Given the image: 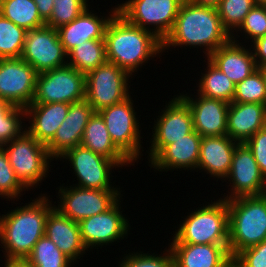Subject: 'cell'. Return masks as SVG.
Returning <instances> with one entry per match:
<instances>
[{
	"label": "cell",
	"instance_id": "cell-1",
	"mask_svg": "<svg viewBox=\"0 0 266 267\" xmlns=\"http://www.w3.org/2000/svg\"><path fill=\"white\" fill-rule=\"evenodd\" d=\"M230 40L231 35L223 27L217 8L184 0L172 30L162 41V49L165 52L174 47H200V50L204 48L202 51L207 58Z\"/></svg>",
	"mask_w": 266,
	"mask_h": 267
},
{
	"label": "cell",
	"instance_id": "cell-2",
	"mask_svg": "<svg viewBox=\"0 0 266 267\" xmlns=\"http://www.w3.org/2000/svg\"><path fill=\"white\" fill-rule=\"evenodd\" d=\"M44 193L8 213L0 215V243L4 260H25L45 235L46 220L54 207Z\"/></svg>",
	"mask_w": 266,
	"mask_h": 267
},
{
	"label": "cell",
	"instance_id": "cell-3",
	"mask_svg": "<svg viewBox=\"0 0 266 267\" xmlns=\"http://www.w3.org/2000/svg\"><path fill=\"white\" fill-rule=\"evenodd\" d=\"M104 39L106 60L131 76L163 53L162 41L154 33L130 24L118 13L107 24Z\"/></svg>",
	"mask_w": 266,
	"mask_h": 267
},
{
	"label": "cell",
	"instance_id": "cell-4",
	"mask_svg": "<svg viewBox=\"0 0 266 267\" xmlns=\"http://www.w3.org/2000/svg\"><path fill=\"white\" fill-rule=\"evenodd\" d=\"M228 250L233 258L243 249L266 240V194L227 200Z\"/></svg>",
	"mask_w": 266,
	"mask_h": 267
},
{
	"label": "cell",
	"instance_id": "cell-5",
	"mask_svg": "<svg viewBox=\"0 0 266 267\" xmlns=\"http://www.w3.org/2000/svg\"><path fill=\"white\" fill-rule=\"evenodd\" d=\"M188 214L180 221L171 243L228 244L229 215L227 200L219 198Z\"/></svg>",
	"mask_w": 266,
	"mask_h": 267
},
{
	"label": "cell",
	"instance_id": "cell-6",
	"mask_svg": "<svg viewBox=\"0 0 266 267\" xmlns=\"http://www.w3.org/2000/svg\"><path fill=\"white\" fill-rule=\"evenodd\" d=\"M19 181L28 189L40 186L48 177L51 160L45 145L39 143L27 131L2 145Z\"/></svg>",
	"mask_w": 266,
	"mask_h": 267
},
{
	"label": "cell",
	"instance_id": "cell-7",
	"mask_svg": "<svg viewBox=\"0 0 266 267\" xmlns=\"http://www.w3.org/2000/svg\"><path fill=\"white\" fill-rule=\"evenodd\" d=\"M130 77L127 71L106 60L85 75V100L94 112L124 101L130 96Z\"/></svg>",
	"mask_w": 266,
	"mask_h": 267
},
{
	"label": "cell",
	"instance_id": "cell-8",
	"mask_svg": "<svg viewBox=\"0 0 266 267\" xmlns=\"http://www.w3.org/2000/svg\"><path fill=\"white\" fill-rule=\"evenodd\" d=\"M183 1L127 0L117 4V13L130 24L154 33L163 41L172 30Z\"/></svg>",
	"mask_w": 266,
	"mask_h": 267
},
{
	"label": "cell",
	"instance_id": "cell-9",
	"mask_svg": "<svg viewBox=\"0 0 266 267\" xmlns=\"http://www.w3.org/2000/svg\"><path fill=\"white\" fill-rule=\"evenodd\" d=\"M131 95L124 101L106 107L98 113L104 119L115 146L134 164L141 158V125Z\"/></svg>",
	"mask_w": 266,
	"mask_h": 267
},
{
	"label": "cell",
	"instance_id": "cell-10",
	"mask_svg": "<svg viewBox=\"0 0 266 267\" xmlns=\"http://www.w3.org/2000/svg\"><path fill=\"white\" fill-rule=\"evenodd\" d=\"M85 100V74L74 67L38 73L32 103H76Z\"/></svg>",
	"mask_w": 266,
	"mask_h": 267
},
{
	"label": "cell",
	"instance_id": "cell-11",
	"mask_svg": "<svg viewBox=\"0 0 266 267\" xmlns=\"http://www.w3.org/2000/svg\"><path fill=\"white\" fill-rule=\"evenodd\" d=\"M165 108L153 123L150 147L147 151L150 163L167 145L176 142L194 131L192 111L179 96L165 103Z\"/></svg>",
	"mask_w": 266,
	"mask_h": 267
},
{
	"label": "cell",
	"instance_id": "cell-12",
	"mask_svg": "<svg viewBox=\"0 0 266 267\" xmlns=\"http://www.w3.org/2000/svg\"><path fill=\"white\" fill-rule=\"evenodd\" d=\"M58 189L59 200L54 207L77 223L109 210L119 199L123 201L122 190H99L74 185H61Z\"/></svg>",
	"mask_w": 266,
	"mask_h": 267
},
{
	"label": "cell",
	"instance_id": "cell-13",
	"mask_svg": "<svg viewBox=\"0 0 266 267\" xmlns=\"http://www.w3.org/2000/svg\"><path fill=\"white\" fill-rule=\"evenodd\" d=\"M61 159L71 163L77 177L78 184L72 185L99 190H120V187L111 184L112 169L120 167L114 160L96 154L82 145L68 150L59 158L60 161Z\"/></svg>",
	"mask_w": 266,
	"mask_h": 267
},
{
	"label": "cell",
	"instance_id": "cell-14",
	"mask_svg": "<svg viewBox=\"0 0 266 267\" xmlns=\"http://www.w3.org/2000/svg\"><path fill=\"white\" fill-rule=\"evenodd\" d=\"M21 58L37 73L67 65V53L57 29L47 25L26 31Z\"/></svg>",
	"mask_w": 266,
	"mask_h": 267
},
{
	"label": "cell",
	"instance_id": "cell-15",
	"mask_svg": "<svg viewBox=\"0 0 266 267\" xmlns=\"http://www.w3.org/2000/svg\"><path fill=\"white\" fill-rule=\"evenodd\" d=\"M120 202L119 199L109 210L78 223L81 240L87 251L127 239L131 227L127 217L122 214Z\"/></svg>",
	"mask_w": 266,
	"mask_h": 267
},
{
	"label": "cell",
	"instance_id": "cell-16",
	"mask_svg": "<svg viewBox=\"0 0 266 267\" xmlns=\"http://www.w3.org/2000/svg\"><path fill=\"white\" fill-rule=\"evenodd\" d=\"M230 181V192L221 199L230 200L242 196H260L266 194V178L260 172L259 166L251 149L246 143H238L232 158L229 174L224 181Z\"/></svg>",
	"mask_w": 266,
	"mask_h": 267
},
{
	"label": "cell",
	"instance_id": "cell-17",
	"mask_svg": "<svg viewBox=\"0 0 266 267\" xmlns=\"http://www.w3.org/2000/svg\"><path fill=\"white\" fill-rule=\"evenodd\" d=\"M37 72L20 58L0 59V98L17 107L32 103Z\"/></svg>",
	"mask_w": 266,
	"mask_h": 267
},
{
	"label": "cell",
	"instance_id": "cell-18",
	"mask_svg": "<svg viewBox=\"0 0 266 267\" xmlns=\"http://www.w3.org/2000/svg\"><path fill=\"white\" fill-rule=\"evenodd\" d=\"M180 93L179 96L188 104L192 111L194 130L202 137L227 135V117L229 103L207 98L198 93Z\"/></svg>",
	"mask_w": 266,
	"mask_h": 267
},
{
	"label": "cell",
	"instance_id": "cell-19",
	"mask_svg": "<svg viewBox=\"0 0 266 267\" xmlns=\"http://www.w3.org/2000/svg\"><path fill=\"white\" fill-rule=\"evenodd\" d=\"M93 113L92 106L86 100L70 104L67 116L46 146L53 159L59 160L68 150L80 145L84 129Z\"/></svg>",
	"mask_w": 266,
	"mask_h": 267
},
{
	"label": "cell",
	"instance_id": "cell-20",
	"mask_svg": "<svg viewBox=\"0 0 266 267\" xmlns=\"http://www.w3.org/2000/svg\"><path fill=\"white\" fill-rule=\"evenodd\" d=\"M91 11L93 12L88 7L72 22L57 29L59 40L67 54L86 41L104 39L107 24L117 13V5L111 8L108 16L99 17Z\"/></svg>",
	"mask_w": 266,
	"mask_h": 267
},
{
	"label": "cell",
	"instance_id": "cell-21",
	"mask_svg": "<svg viewBox=\"0 0 266 267\" xmlns=\"http://www.w3.org/2000/svg\"><path fill=\"white\" fill-rule=\"evenodd\" d=\"M202 136L195 130L167 145L149 164L157 171L197 170Z\"/></svg>",
	"mask_w": 266,
	"mask_h": 267
},
{
	"label": "cell",
	"instance_id": "cell-22",
	"mask_svg": "<svg viewBox=\"0 0 266 267\" xmlns=\"http://www.w3.org/2000/svg\"><path fill=\"white\" fill-rule=\"evenodd\" d=\"M238 143L227 135L202 137L197 171L211 178L224 180L229 174L233 154Z\"/></svg>",
	"mask_w": 266,
	"mask_h": 267
},
{
	"label": "cell",
	"instance_id": "cell-23",
	"mask_svg": "<svg viewBox=\"0 0 266 267\" xmlns=\"http://www.w3.org/2000/svg\"><path fill=\"white\" fill-rule=\"evenodd\" d=\"M168 246L174 267H225L233 260L228 244L169 243Z\"/></svg>",
	"mask_w": 266,
	"mask_h": 267
},
{
	"label": "cell",
	"instance_id": "cell-24",
	"mask_svg": "<svg viewBox=\"0 0 266 267\" xmlns=\"http://www.w3.org/2000/svg\"><path fill=\"white\" fill-rule=\"evenodd\" d=\"M235 84L258 69L251 48L230 40L207 57Z\"/></svg>",
	"mask_w": 266,
	"mask_h": 267
},
{
	"label": "cell",
	"instance_id": "cell-25",
	"mask_svg": "<svg viewBox=\"0 0 266 267\" xmlns=\"http://www.w3.org/2000/svg\"><path fill=\"white\" fill-rule=\"evenodd\" d=\"M70 103H31L26 108V131L47 146L68 114Z\"/></svg>",
	"mask_w": 266,
	"mask_h": 267
},
{
	"label": "cell",
	"instance_id": "cell-26",
	"mask_svg": "<svg viewBox=\"0 0 266 267\" xmlns=\"http://www.w3.org/2000/svg\"><path fill=\"white\" fill-rule=\"evenodd\" d=\"M45 235L74 263L87 251L81 240L79 224L55 207L49 211Z\"/></svg>",
	"mask_w": 266,
	"mask_h": 267
},
{
	"label": "cell",
	"instance_id": "cell-27",
	"mask_svg": "<svg viewBox=\"0 0 266 267\" xmlns=\"http://www.w3.org/2000/svg\"><path fill=\"white\" fill-rule=\"evenodd\" d=\"M265 126V104L230 103L227 117V136L237 143H246Z\"/></svg>",
	"mask_w": 266,
	"mask_h": 267
},
{
	"label": "cell",
	"instance_id": "cell-28",
	"mask_svg": "<svg viewBox=\"0 0 266 267\" xmlns=\"http://www.w3.org/2000/svg\"><path fill=\"white\" fill-rule=\"evenodd\" d=\"M80 145L114 160L121 168L134 165L112 142L104 119L98 112H94L89 118Z\"/></svg>",
	"mask_w": 266,
	"mask_h": 267
},
{
	"label": "cell",
	"instance_id": "cell-29",
	"mask_svg": "<svg viewBox=\"0 0 266 267\" xmlns=\"http://www.w3.org/2000/svg\"><path fill=\"white\" fill-rule=\"evenodd\" d=\"M205 72L201 73L197 84L199 95L207 98L218 99L227 103H232L236 84L231 81L217 66L208 58Z\"/></svg>",
	"mask_w": 266,
	"mask_h": 267
},
{
	"label": "cell",
	"instance_id": "cell-30",
	"mask_svg": "<svg viewBox=\"0 0 266 267\" xmlns=\"http://www.w3.org/2000/svg\"><path fill=\"white\" fill-rule=\"evenodd\" d=\"M0 14L26 31L46 25L34 0H0Z\"/></svg>",
	"mask_w": 266,
	"mask_h": 267
},
{
	"label": "cell",
	"instance_id": "cell-31",
	"mask_svg": "<svg viewBox=\"0 0 266 267\" xmlns=\"http://www.w3.org/2000/svg\"><path fill=\"white\" fill-rule=\"evenodd\" d=\"M106 61L105 39L89 40L67 54V65L85 75Z\"/></svg>",
	"mask_w": 266,
	"mask_h": 267
},
{
	"label": "cell",
	"instance_id": "cell-32",
	"mask_svg": "<svg viewBox=\"0 0 266 267\" xmlns=\"http://www.w3.org/2000/svg\"><path fill=\"white\" fill-rule=\"evenodd\" d=\"M25 260L32 267H72L75 264L46 235L36 242Z\"/></svg>",
	"mask_w": 266,
	"mask_h": 267
},
{
	"label": "cell",
	"instance_id": "cell-33",
	"mask_svg": "<svg viewBox=\"0 0 266 267\" xmlns=\"http://www.w3.org/2000/svg\"><path fill=\"white\" fill-rule=\"evenodd\" d=\"M25 117V108L14 106L0 98V146L18 138L26 131V122H23L26 121Z\"/></svg>",
	"mask_w": 266,
	"mask_h": 267
},
{
	"label": "cell",
	"instance_id": "cell-34",
	"mask_svg": "<svg viewBox=\"0 0 266 267\" xmlns=\"http://www.w3.org/2000/svg\"><path fill=\"white\" fill-rule=\"evenodd\" d=\"M26 30L0 14V59L20 58Z\"/></svg>",
	"mask_w": 266,
	"mask_h": 267
},
{
	"label": "cell",
	"instance_id": "cell-35",
	"mask_svg": "<svg viewBox=\"0 0 266 267\" xmlns=\"http://www.w3.org/2000/svg\"><path fill=\"white\" fill-rule=\"evenodd\" d=\"M232 102H251L266 105V82L259 68L249 77L236 84Z\"/></svg>",
	"mask_w": 266,
	"mask_h": 267
},
{
	"label": "cell",
	"instance_id": "cell-36",
	"mask_svg": "<svg viewBox=\"0 0 266 267\" xmlns=\"http://www.w3.org/2000/svg\"><path fill=\"white\" fill-rule=\"evenodd\" d=\"M254 5L253 0H221L217 7L218 13L223 27L230 35L240 27Z\"/></svg>",
	"mask_w": 266,
	"mask_h": 267
},
{
	"label": "cell",
	"instance_id": "cell-37",
	"mask_svg": "<svg viewBox=\"0 0 266 267\" xmlns=\"http://www.w3.org/2000/svg\"><path fill=\"white\" fill-rule=\"evenodd\" d=\"M28 189L19 181L9 162L3 146H0V197L9 200L21 199L23 191Z\"/></svg>",
	"mask_w": 266,
	"mask_h": 267
},
{
	"label": "cell",
	"instance_id": "cell-38",
	"mask_svg": "<svg viewBox=\"0 0 266 267\" xmlns=\"http://www.w3.org/2000/svg\"><path fill=\"white\" fill-rule=\"evenodd\" d=\"M231 35V40L244 44L249 39L248 42H253L255 39L266 35V6L254 5V7L249 11L248 15L245 17L244 21L240 27L234 31ZM238 32V33H237ZM245 35V42H239L240 34ZM243 32V33H242ZM237 33V35H236ZM235 36V37H234Z\"/></svg>",
	"mask_w": 266,
	"mask_h": 267
},
{
	"label": "cell",
	"instance_id": "cell-39",
	"mask_svg": "<svg viewBox=\"0 0 266 267\" xmlns=\"http://www.w3.org/2000/svg\"><path fill=\"white\" fill-rule=\"evenodd\" d=\"M53 2L52 15L46 21V25L54 29L72 22L90 7L89 0H54Z\"/></svg>",
	"mask_w": 266,
	"mask_h": 267
},
{
	"label": "cell",
	"instance_id": "cell-40",
	"mask_svg": "<svg viewBox=\"0 0 266 267\" xmlns=\"http://www.w3.org/2000/svg\"><path fill=\"white\" fill-rule=\"evenodd\" d=\"M120 260L118 267H174L173 254L169 247L159 255L144 253V251L129 252Z\"/></svg>",
	"mask_w": 266,
	"mask_h": 267
},
{
	"label": "cell",
	"instance_id": "cell-41",
	"mask_svg": "<svg viewBox=\"0 0 266 267\" xmlns=\"http://www.w3.org/2000/svg\"><path fill=\"white\" fill-rule=\"evenodd\" d=\"M239 267H266V240L243 249L233 257Z\"/></svg>",
	"mask_w": 266,
	"mask_h": 267
},
{
	"label": "cell",
	"instance_id": "cell-42",
	"mask_svg": "<svg viewBox=\"0 0 266 267\" xmlns=\"http://www.w3.org/2000/svg\"><path fill=\"white\" fill-rule=\"evenodd\" d=\"M259 166L260 172L266 178V126L258 130L247 142Z\"/></svg>",
	"mask_w": 266,
	"mask_h": 267
},
{
	"label": "cell",
	"instance_id": "cell-43",
	"mask_svg": "<svg viewBox=\"0 0 266 267\" xmlns=\"http://www.w3.org/2000/svg\"><path fill=\"white\" fill-rule=\"evenodd\" d=\"M257 67L266 64V35L255 39L250 43Z\"/></svg>",
	"mask_w": 266,
	"mask_h": 267
},
{
	"label": "cell",
	"instance_id": "cell-44",
	"mask_svg": "<svg viewBox=\"0 0 266 267\" xmlns=\"http://www.w3.org/2000/svg\"><path fill=\"white\" fill-rule=\"evenodd\" d=\"M54 0H34L37 5L38 13L41 18L46 22L52 15L54 7Z\"/></svg>",
	"mask_w": 266,
	"mask_h": 267
},
{
	"label": "cell",
	"instance_id": "cell-45",
	"mask_svg": "<svg viewBox=\"0 0 266 267\" xmlns=\"http://www.w3.org/2000/svg\"><path fill=\"white\" fill-rule=\"evenodd\" d=\"M195 5L199 6H210L217 8L221 2V0H186Z\"/></svg>",
	"mask_w": 266,
	"mask_h": 267
},
{
	"label": "cell",
	"instance_id": "cell-46",
	"mask_svg": "<svg viewBox=\"0 0 266 267\" xmlns=\"http://www.w3.org/2000/svg\"><path fill=\"white\" fill-rule=\"evenodd\" d=\"M4 267H32L26 260H4Z\"/></svg>",
	"mask_w": 266,
	"mask_h": 267
},
{
	"label": "cell",
	"instance_id": "cell-47",
	"mask_svg": "<svg viewBox=\"0 0 266 267\" xmlns=\"http://www.w3.org/2000/svg\"><path fill=\"white\" fill-rule=\"evenodd\" d=\"M255 5L266 6V0H253Z\"/></svg>",
	"mask_w": 266,
	"mask_h": 267
},
{
	"label": "cell",
	"instance_id": "cell-48",
	"mask_svg": "<svg viewBox=\"0 0 266 267\" xmlns=\"http://www.w3.org/2000/svg\"><path fill=\"white\" fill-rule=\"evenodd\" d=\"M259 69L262 71L264 79H265V82H266V64L261 66V67H259Z\"/></svg>",
	"mask_w": 266,
	"mask_h": 267
},
{
	"label": "cell",
	"instance_id": "cell-49",
	"mask_svg": "<svg viewBox=\"0 0 266 267\" xmlns=\"http://www.w3.org/2000/svg\"><path fill=\"white\" fill-rule=\"evenodd\" d=\"M225 267H239V266L232 260Z\"/></svg>",
	"mask_w": 266,
	"mask_h": 267
}]
</instances>
